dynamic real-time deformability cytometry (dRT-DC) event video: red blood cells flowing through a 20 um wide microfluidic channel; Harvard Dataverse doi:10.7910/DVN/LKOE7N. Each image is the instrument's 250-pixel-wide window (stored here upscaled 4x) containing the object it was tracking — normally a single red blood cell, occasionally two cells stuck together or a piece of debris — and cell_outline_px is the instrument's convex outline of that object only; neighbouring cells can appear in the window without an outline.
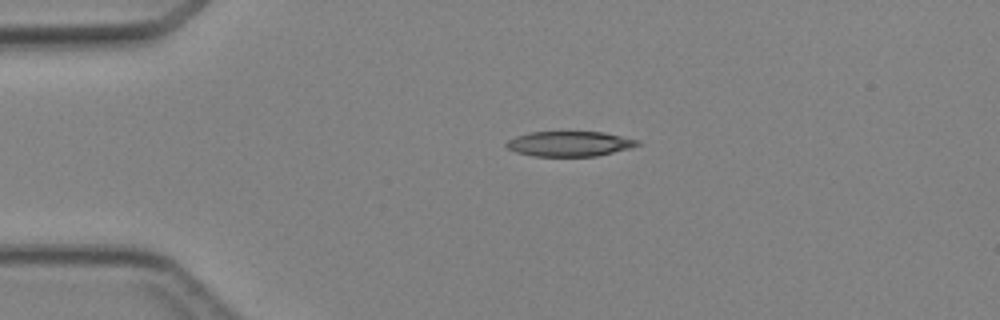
{"species": "Egyptian fruit bat (a non-hibernating species)", "species_latin": "Rousettus aegyptiacus", "temperature_condition": "cold", "stored_images_in_passage": 3, "camera_frame_rate_fps": 3000, "um_per_image_px": 0.085, "animal": {"sex": "female"}, "frame": {"image": 1, "passage_image": 1, "time_ms": 0.0, "image_size_px": [1000, 320], "cell_outline_px": [[640, 144], [628, 148], [596, 156], [532, 156], [516, 152], [508, 148], [504, 144], [508, 140], [516, 136], [532, 132], [604, 132], [636, 140]], "centroid_in_image_um": [48.35, 12.22], "position_along_channel_um": 36.7, "area_um2": 18.84}}
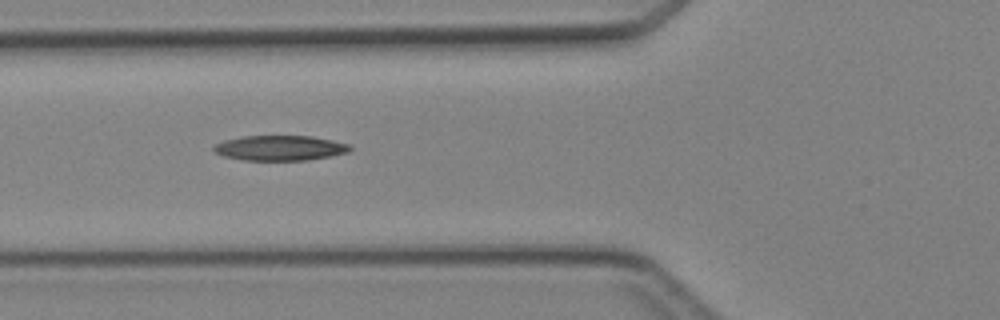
{"frame": {"image": 2, "passage_image": 3, "time_ms": 2.333, "image_size_px": [1000, 320], "cell_outline_px": [[352, 148], [348, 152], [308, 160], [244, 160], [224, 156], [212, 152], [212, 148], [216, 144], [224, 140], [244, 136], [312, 136], [332, 140], [348, 144]], "centroid_in_image_um": [23.76, 12.58], "position_along_channel_um": 102.0, "area_um2": 19.83}}